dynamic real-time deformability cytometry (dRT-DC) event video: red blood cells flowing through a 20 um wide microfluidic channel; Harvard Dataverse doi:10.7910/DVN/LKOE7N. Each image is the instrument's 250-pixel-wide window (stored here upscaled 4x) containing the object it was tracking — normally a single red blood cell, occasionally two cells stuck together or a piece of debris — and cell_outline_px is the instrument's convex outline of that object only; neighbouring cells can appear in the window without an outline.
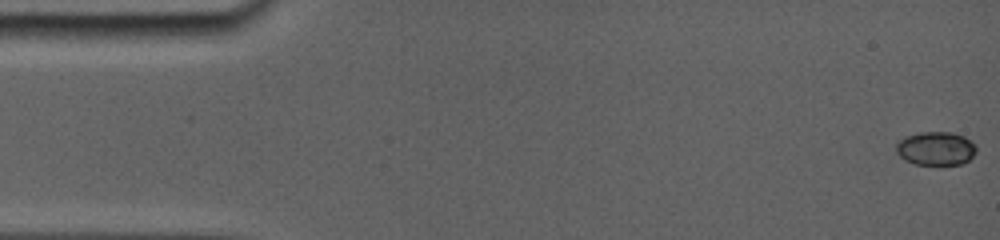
{"species": "common noctule bat (a hibernating species)", "species_latin": "Nyctalus noctula", "temperature_condition": "room temperature", "stored_images_in_passage": 39, "camera_frame_rate_fps": 5000, "um_per_image_px": 0.085, "animal": {"sex": "female", "body_mass_g": 19.0, "forearm_length_mm": 56.7}, "frame": {"image": 1, "passage_image": 1, "time_ms": 0.0, "image_size_px": [1000, 240], "cell_outline_px": [[976, 148], [972, 156], [968, 160], [960, 164], [916, 164], [908, 160], [900, 152], [900, 144], [908, 136], [924, 132], [948, 132], [960, 136], [968, 140]], "centroid_in_image_um": [79.63, 12.63], "position_along_channel_um": 5.4, "area_um2": 14.45}}
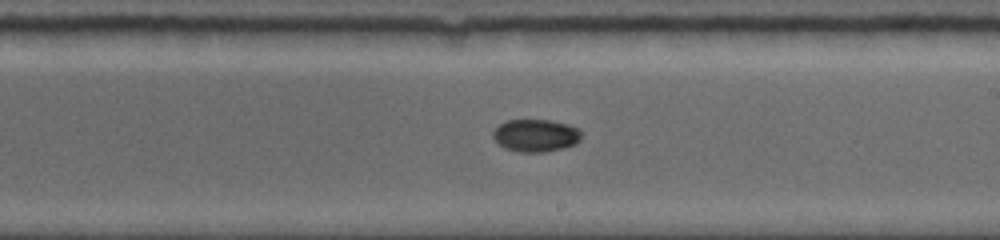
{"frame": {"image": 2, "passage_image": 21, "time_ms": 9.6, "image_size_px": [1000, 240], "cell_outline_px": [[580, 140], [576, 144], [544, 152], [516, 152], [504, 148], [492, 136], [492, 132], [504, 120], [548, 120], [568, 124], [580, 128]], "centroid_in_image_um": [45.52, 11.51], "position_along_channel_um": 243.5, "area_um2": 16.76}}
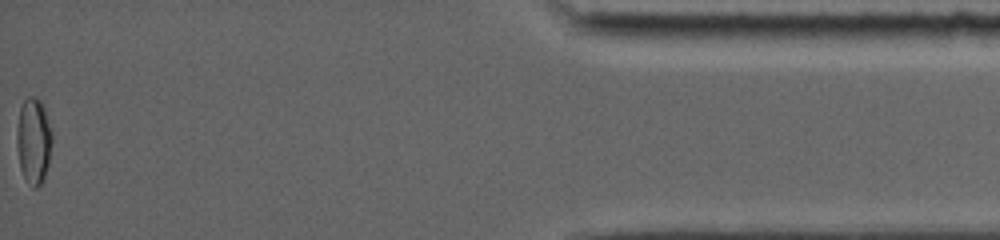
{"frame": {"image": 3, "passage_image": 39, "time_ms": 16.4, "image_size_px": [1000, 240], "cell_outline_px": [[52, 144], [48, 164], [44, 176], [40, 184], [36, 188], [32, 188], [24, 176], [20, 168], [16, 140], [16, 132], [20, 108], [24, 100], [28, 96], [36, 96], [44, 104], [52, 132]], "centroid_in_image_um": [2.86, 11.92], "position_along_channel_um": 432.3, "area_um2": 17.86}, "authors_computed_cell_mechanics": {"area_um2": 16.473, "velocity_mm_per_s": 3.8593, "shape_relaxation_time_tau1_ms": 6.3518, "shape_relaxation_time_tau2_ms": 7.1535, "deformation_change_tau1": 0.1655, "deformation_change_tau2": 0.0359}}